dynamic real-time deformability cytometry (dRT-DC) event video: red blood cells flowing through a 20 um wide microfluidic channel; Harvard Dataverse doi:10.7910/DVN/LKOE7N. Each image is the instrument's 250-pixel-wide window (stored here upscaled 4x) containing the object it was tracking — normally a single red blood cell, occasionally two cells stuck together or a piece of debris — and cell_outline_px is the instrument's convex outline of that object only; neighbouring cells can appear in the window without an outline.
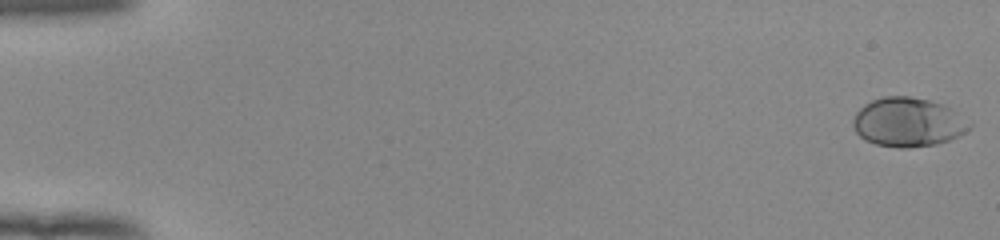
{"species": "human", "species_latin": "Homo sapiens", "temperature_condition": "room temperature", "stored_images_in_passage": 14, "camera_frame_rate_fps": 3000, "um_per_image_px": 0.085, "donor": {"sex": "female"}, "frame": {"image": 1, "passage_image": 1, "time_ms": 0.0, "image_size_px": [1000, 240], "cell_outline_px": [[972, 128], [948, 140], [936, 144], [908, 148], [900, 148], [876, 144], [864, 140], [856, 132], [852, 124], [852, 120], [856, 112], [864, 104], [872, 100], [884, 96], [908, 96], [928, 100], [940, 104], [948, 108], [972, 124]], "centroid_in_image_um": [77.12, 10.39], "position_along_channel_um": 7.9, "area_um2": 32.95}}